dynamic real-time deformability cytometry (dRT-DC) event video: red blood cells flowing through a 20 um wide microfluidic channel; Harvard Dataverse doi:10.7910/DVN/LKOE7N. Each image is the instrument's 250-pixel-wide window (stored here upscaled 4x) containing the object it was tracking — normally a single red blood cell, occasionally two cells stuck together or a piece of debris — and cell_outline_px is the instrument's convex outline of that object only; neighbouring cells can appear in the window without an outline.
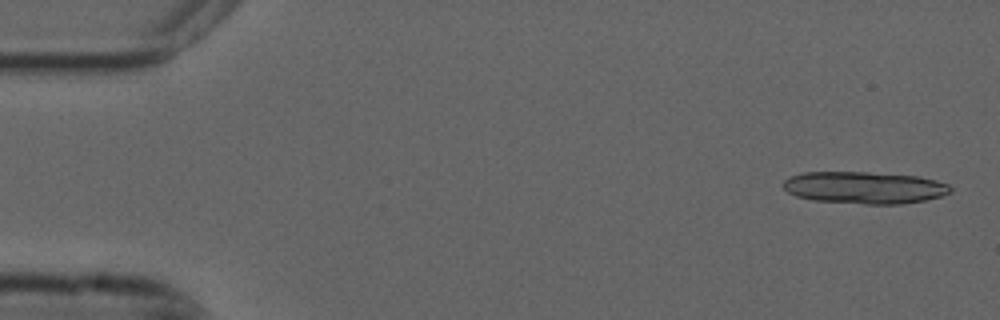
{"species": "common noctule bat (a hibernating species)", "species_latin": "Nyctalus noctula", "temperature_condition": "cold", "stored_images_in_passage": 14, "camera_frame_rate_fps": 3000, "um_per_image_px": 0.085, "animal": {"sex": "male", "forearm_length_mm": 52.5}, "frame": {"image": 1, "passage_image": 2, "time_ms": 0.333, "image_size_px": [1000, 320], "cell_outline_px": [[952, 192], [940, 196], [924, 200], [900, 204], [864, 204], [812, 200], [796, 196], [788, 192], [784, 188], [784, 180], [792, 176], [804, 172], [868, 172], [920, 176], [936, 180], [948, 184], [952, 188]], "centroid_in_image_um": [73.5, 15.94], "position_along_channel_um": 11.5, "area_um2": 31.27}}